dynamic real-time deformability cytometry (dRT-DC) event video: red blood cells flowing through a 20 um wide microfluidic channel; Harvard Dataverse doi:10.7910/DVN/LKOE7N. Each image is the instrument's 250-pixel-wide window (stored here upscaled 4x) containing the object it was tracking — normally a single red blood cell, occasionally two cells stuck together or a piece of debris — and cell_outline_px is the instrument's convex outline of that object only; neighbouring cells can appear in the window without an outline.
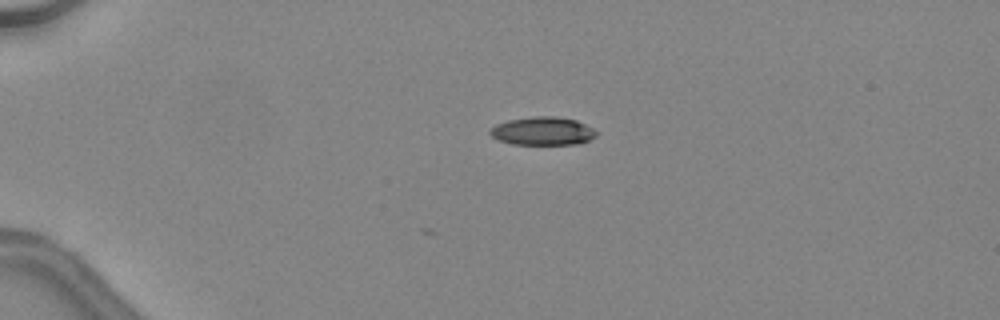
{"species": "common noctule bat (a hibernating species)", "species_latin": "Nyctalus noctula", "temperature_condition": "warm", "stored_images_in_passage": 15, "camera_frame_rate_fps": 3000, "um_per_image_px": 0.085, "animal": {"sex": "female", "body_mass_g": 24.6, "forearm_length_mm": 56.2}, "frame": {"image": 1, "passage_image": 12, "time_ms": 3.667, "image_size_px": [1000, 320], "cell_outline_px": [[596, 136], [580, 144], [512, 144], [500, 140], [492, 136], [488, 132], [496, 124], [508, 120], [536, 116], [556, 116], [576, 120], [592, 128], [596, 132]], "centroid_in_image_um": [46.13, 11.14], "position_along_channel_um": 38.9, "area_um2": 17.34}}